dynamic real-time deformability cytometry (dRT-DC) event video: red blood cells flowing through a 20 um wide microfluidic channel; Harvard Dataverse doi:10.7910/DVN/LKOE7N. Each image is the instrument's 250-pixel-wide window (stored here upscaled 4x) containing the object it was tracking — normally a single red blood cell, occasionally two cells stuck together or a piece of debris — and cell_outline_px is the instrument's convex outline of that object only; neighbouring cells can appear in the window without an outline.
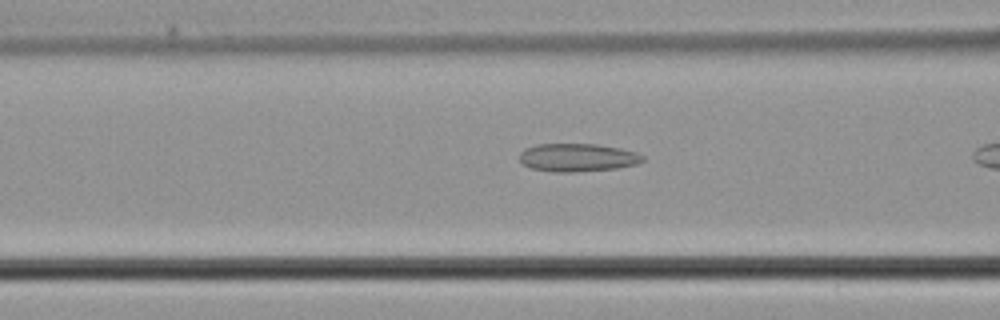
{"species": "common noctule bat (a hibernating species)", "species_latin": "Nyctalus noctula", "temperature_condition": "cold", "stored_images_in_passage": 8, "camera_frame_rate_fps": 3000, "um_per_image_px": 0.085, "animal": {"sex": "male", "body_mass_g": 21.5, "forearm_length_mm": 52.0}, "frame": {"image": 1, "passage_image": 6, "time_ms": 1.667, "image_size_px": [1000, 320], "cell_outline_px": [[644, 160], [636, 164], [616, 168], [572, 172], [552, 172], [532, 168], [524, 164], [520, 160], [520, 152], [524, 148], [536, 144], [596, 144], [620, 148], [636, 152], [644, 156]], "centroid_in_image_um": [49.08, 13.38], "position_along_channel_um": 117.5, "area_um2": 20.11}}